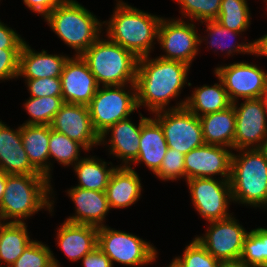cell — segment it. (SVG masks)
<instances>
[{"instance_id":"obj_5","label":"cell","mask_w":267,"mask_h":267,"mask_svg":"<svg viewBox=\"0 0 267 267\" xmlns=\"http://www.w3.org/2000/svg\"><path fill=\"white\" fill-rule=\"evenodd\" d=\"M235 151L229 179L233 203L266 209L267 160L257 148Z\"/></svg>"},{"instance_id":"obj_16","label":"cell","mask_w":267,"mask_h":267,"mask_svg":"<svg viewBox=\"0 0 267 267\" xmlns=\"http://www.w3.org/2000/svg\"><path fill=\"white\" fill-rule=\"evenodd\" d=\"M50 127L80 143L87 152L100 145V136L93 128L88 106L64 103Z\"/></svg>"},{"instance_id":"obj_2","label":"cell","mask_w":267,"mask_h":267,"mask_svg":"<svg viewBox=\"0 0 267 267\" xmlns=\"http://www.w3.org/2000/svg\"><path fill=\"white\" fill-rule=\"evenodd\" d=\"M109 20L103 21L106 34L111 41L133 53L138 59L149 56L158 38L160 16L142 11L116 0Z\"/></svg>"},{"instance_id":"obj_44","label":"cell","mask_w":267,"mask_h":267,"mask_svg":"<svg viewBox=\"0 0 267 267\" xmlns=\"http://www.w3.org/2000/svg\"><path fill=\"white\" fill-rule=\"evenodd\" d=\"M254 55H256L257 57L259 56L267 57V34L256 39V42L254 45Z\"/></svg>"},{"instance_id":"obj_45","label":"cell","mask_w":267,"mask_h":267,"mask_svg":"<svg viewBox=\"0 0 267 267\" xmlns=\"http://www.w3.org/2000/svg\"><path fill=\"white\" fill-rule=\"evenodd\" d=\"M219 267H252L241 259L220 261Z\"/></svg>"},{"instance_id":"obj_39","label":"cell","mask_w":267,"mask_h":267,"mask_svg":"<svg viewBox=\"0 0 267 267\" xmlns=\"http://www.w3.org/2000/svg\"><path fill=\"white\" fill-rule=\"evenodd\" d=\"M30 97H62L60 77H45L37 79H24Z\"/></svg>"},{"instance_id":"obj_41","label":"cell","mask_w":267,"mask_h":267,"mask_svg":"<svg viewBox=\"0 0 267 267\" xmlns=\"http://www.w3.org/2000/svg\"><path fill=\"white\" fill-rule=\"evenodd\" d=\"M24 42L16 30L0 21V49H21Z\"/></svg>"},{"instance_id":"obj_23","label":"cell","mask_w":267,"mask_h":267,"mask_svg":"<svg viewBox=\"0 0 267 267\" xmlns=\"http://www.w3.org/2000/svg\"><path fill=\"white\" fill-rule=\"evenodd\" d=\"M133 167L116 166L106 188L110 209L128 208L141 198L142 184Z\"/></svg>"},{"instance_id":"obj_28","label":"cell","mask_w":267,"mask_h":267,"mask_svg":"<svg viewBox=\"0 0 267 267\" xmlns=\"http://www.w3.org/2000/svg\"><path fill=\"white\" fill-rule=\"evenodd\" d=\"M27 227L25 222H0V267H10L34 241Z\"/></svg>"},{"instance_id":"obj_17","label":"cell","mask_w":267,"mask_h":267,"mask_svg":"<svg viewBox=\"0 0 267 267\" xmlns=\"http://www.w3.org/2000/svg\"><path fill=\"white\" fill-rule=\"evenodd\" d=\"M60 78L65 103L88 106L99 88L95 76L81 55L68 58Z\"/></svg>"},{"instance_id":"obj_18","label":"cell","mask_w":267,"mask_h":267,"mask_svg":"<svg viewBox=\"0 0 267 267\" xmlns=\"http://www.w3.org/2000/svg\"><path fill=\"white\" fill-rule=\"evenodd\" d=\"M139 115L138 125L134 124L130 118L120 120L100 136V145L103 144L105 146L108 144L109 154L120 159L119 161L122 160V164L116 166L131 167V163L138 156L142 124L149 118L144 117L141 112ZM109 134L111 136H107Z\"/></svg>"},{"instance_id":"obj_27","label":"cell","mask_w":267,"mask_h":267,"mask_svg":"<svg viewBox=\"0 0 267 267\" xmlns=\"http://www.w3.org/2000/svg\"><path fill=\"white\" fill-rule=\"evenodd\" d=\"M216 77L219 83L194 87L192 94L185 98V107L198 117L225 110L232 105L222 80Z\"/></svg>"},{"instance_id":"obj_11","label":"cell","mask_w":267,"mask_h":267,"mask_svg":"<svg viewBox=\"0 0 267 267\" xmlns=\"http://www.w3.org/2000/svg\"><path fill=\"white\" fill-rule=\"evenodd\" d=\"M186 185L194 209L207 222L223 220L233 215L228 210L229 204L233 202L229 180L191 178L186 180Z\"/></svg>"},{"instance_id":"obj_15","label":"cell","mask_w":267,"mask_h":267,"mask_svg":"<svg viewBox=\"0 0 267 267\" xmlns=\"http://www.w3.org/2000/svg\"><path fill=\"white\" fill-rule=\"evenodd\" d=\"M233 150L225 146L204 143L184 156L186 180L191 178L230 179Z\"/></svg>"},{"instance_id":"obj_43","label":"cell","mask_w":267,"mask_h":267,"mask_svg":"<svg viewBox=\"0 0 267 267\" xmlns=\"http://www.w3.org/2000/svg\"><path fill=\"white\" fill-rule=\"evenodd\" d=\"M26 7L32 12L41 15L43 19L62 1V0H22Z\"/></svg>"},{"instance_id":"obj_31","label":"cell","mask_w":267,"mask_h":267,"mask_svg":"<svg viewBox=\"0 0 267 267\" xmlns=\"http://www.w3.org/2000/svg\"><path fill=\"white\" fill-rule=\"evenodd\" d=\"M81 150L86 149L78 142L71 140L65 134L56 132L50 127V139H49V180L51 181L53 170L50 158H54L60 165L73 167L81 158Z\"/></svg>"},{"instance_id":"obj_49","label":"cell","mask_w":267,"mask_h":267,"mask_svg":"<svg viewBox=\"0 0 267 267\" xmlns=\"http://www.w3.org/2000/svg\"><path fill=\"white\" fill-rule=\"evenodd\" d=\"M264 98H265V101H266V103H267V89H266Z\"/></svg>"},{"instance_id":"obj_30","label":"cell","mask_w":267,"mask_h":267,"mask_svg":"<svg viewBox=\"0 0 267 267\" xmlns=\"http://www.w3.org/2000/svg\"><path fill=\"white\" fill-rule=\"evenodd\" d=\"M205 23L206 26V32L208 33L206 36H201L200 35V46L201 44L205 41L207 45L209 44L210 49L214 48V52H224L227 56H233L234 53H242L244 54H250L254 55V45L256 42V39L253 40L252 42H236L235 38L237 36L239 37L240 34L242 35V32H236L233 30H229L228 28L223 27L220 25L217 21H205L202 22L201 24ZM234 37V38H233ZM211 40H209V39ZM229 40L230 43L227 41ZM234 39V44L233 40ZM209 40V41H208ZM207 41V42H206ZM232 42V43H231ZM216 47V48H215Z\"/></svg>"},{"instance_id":"obj_33","label":"cell","mask_w":267,"mask_h":267,"mask_svg":"<svg viewBox=\"0 0 267 267\" xmlns=\"http://www.w3.org/2000/svg\"><path fill=\"white\" fill-rule=\"evenodd\" d=\"M62 97H29L23 103V107L30 116L25 125H50L53 117L59 112L64 104Z\"/></svg>"},{"instance_id":"obj_24","label":"cell","mask_w":267,"mask_h":267,"mask_svg":"<svg viewBox=\"0 0 267 267\" xmlns=\"http://www.w3.org/2000/svg\"><path fill=\"white\" fill-rule=\"evenodd\" d=\"M167 149L168 146L162 127L150 116L142 124L139 152L133 164L144 163L155 174L160 169Z\"/></svg>"},{"instance_id":"obj_36","label":"cell","mask_w":267,"mask_h":267,"mask_svg":"<svg viewBox=\"0 0 267 267\" xmlns=\"http://www.w3.org/2000/svg\"><path fill=\"white\" fill-rule=\"evenodd\" d=\"M221 1L222 0H175V2L180 5L181 19L189 18V21L194 20L200 23L217 19Z\"/></svg>"},{"instance_id":"obj_48","label":"cell","mask_w":267,"mask_h":267,"mask_svg":"<svg viewBox=\"0 0 267 267\" xmlns=\"http://www.w3.org/2000/svg\"><path fill=\"white\" fill-rule=\"evenodd\" d=\"M166 267H182V265L180 264V262L176 258H174V259H172L170 265L166 266Z\"/></svg>"},{"instance_id":"obj_26","label":"cell","mask_w":267,"mask_h":267,"mask_svg":"<svg viewBox=\"0 0 267 267\" xmlns=\"http://www.w3.org/2000/svg\"><path fill=\"white\" fill-rule=\"evenodd\" d=\"M23 147L31 165L49 179L50 125H21Z\"/></svg>"},{"instance_id":"obj_25","label":"cell","mask_w":267,"mask_h":267,"mask_svg":"<svg viewBox=\"0 0 267 267\" xmlns=\"http://www.w3.org/2000/svg\"><path fill=\"white\" fill-rule=\"evenodd\" d=\"M206 144L225 146L234 150L236 114L233 105L225 110L199 117Z\"/></svg>"},{"instance_id":"obj_1","label":"cell","mask_w":267,"mask_h":267,"mask_svg":"<svg viewBox=\"0 0 267 267\" xmlns=\"http://www.w3.org/2000/svg\"><path fill=\"white\" fill-rule=\"evenodd\" d=\"M151 55L138 59L136 75L137 107H147L151 114L185 107V99L168 107L187 84L190 66L179 61L165 60ZM168 108H167V107Z\"/></svg>"},{"instance_id":"obj_20","label":"cell","mask_w":267,"mask_h":267,"mask_svg":"<svg viewBox=\"0 0 267 267\" xmlns=\"http://www.w3.org/2000/svg\"><path fill=\"white\" fill-rule=\"evenodd\" d=\"M0 169L13 175H42L30 163L22 144L21 125L10 128L0 120Z\"/></svg>"},{"instance_id":"obj_46","label":"cell","mask_w":267,"mask_h":267,"mask_svg":"<svg viewBox=\"0 0 267 267\" xmlns=\"http://www.w3.org/2000/svg\"><path fill=\"white\" fill-rule=\"evenodd\" d=\"M6 181H7V174L0 169V202L3 194L5 193Z\"/></svg>"},{"instance_id":"obj_19","label":"cell","mask_w":267,"mask_h":267,"mask_svg":"<svg viewBox=\"0 0 267 267\" xmlns=\"http://www.w3.org/2000/svg\"><path fill=\"white\" fill-rule=\"evenodd\" d=\"M67 195L74 202L75 213L64 221L73 224L104 226L105 217L111 210L106 192L93 191L72 186Z\"/></svg>"},{"instance_id":"obj_7","label":"cell","mask_w":267,"mask_h":267,"mask_svg":"<svg viewBox=\"0 0 267 267\" xmlns=\"http://www.w3.org/2000/svg\"><path fill=\"white\" fill-rule=\"evenodd\" d=\"M88 109L93 128L101 136L110 126L129 118L134 111H139L136 85L99 86Z\"/></svg>"},{"instance_id":"obj_4","label":"cell","mask_w":267,"mask_h":267,"mask_svg":"<svg viewBox=\"0 0 267 267\" xmlns=\"http://www.w3.org/2000/svg\"><path fill=\"white\" fill-rule=\"evenodd\" d=\"M51 30L82 55L100 36L103 22L76 0H62L45 18Z\"/></svg>"},{"instance_id":"obj_6","label":"cell","mask_w":267,"mask_h":267,"mask_svg":"<svg viewBox=\"0 0 267 267\" xmlns=\"http://www.w3.org/2000/svg\"><path fill=\"white\" fill-rule=\"evenodd\" d=\"M105 38L99 37L81 55L95 76L97 84L99 86L135 84L138 58L108 37Z\"/></svg>"},{"instance_id":"obj_14","label":"cell","mask_w":267,"mask_h":267,"mask_svg":"<svg viewBox=\"0 0 267 267\" xmlns=\"http://www.w3.org/2000/svg\"><path fill=\"white\" fill-rule=\"evenodd\" d=\"M236 114L234 151L258 148L267 135V103L265 98L247 99L239 106L232 103Z\"/></svg>"},{"instance_id":"obj_40","label":"cell","mask_w":267,"mask_h":267,"mask_svg":"<svg viewBox=\"0 0 267 267\" xmlns=\"http://www.w3.org/2000/svg\"><path fill=\"white\" fill-rule=\"evenodd\" d=\"M21 49H0V81L18 79Z\"/></svg>"},{"instance_id":"obj_47","label":"cell","mask_w":267,"mask_h":267,"mask_svg":"<svg viewBox=\"0 0 267 267\" xmlns=\"http://www.w3.org/2000/svg\"><path fill=\"white\" fill-rule=\"evenodd\" d=\"M263 155V157L267 160V135L264 137L260 146L257 148Z\"/></svg>"},{"instance_id":"obj_35","label":"cell","mask_w":267,"mask_h":267,"mask_svg":"<svg viewBox=\"0 0 267 267\" xmlns=\"http://www.w3.org/2000/svg\"><path fill=\"white\" fill-rule=\"evenodd\" d=\"M48 245L34 240L10 267H61Z\"/></svg>"},{"instance_id":"obj_13","label":"cell","mask_w":267,"mask_h":267,"mask_svg":"<svg viewBox=\"0 0 267 267\" xmlns=\"http://www.w3.org/2000/svg\"><path fill=\"white\" fill-rule=\"evenodd\" d=\"M203 236H195L200 244L219 261L241 258L247 231L234 215L208 222Z\"/></svg>"},{"instance_id":"obj_29","label":"cell","mask_w":267,"mask_h":267,"mask_svg":"<svg viewBox=\"0 0 267 267\" xmlns=\"http://www.w3.org/2000/svg\"><path fill=\"white\" fill-rule=\"evenodd\" d=\"M109 164H111L110 167ZM115 168L116 166H113L111 162L103 161L96 156L82 157L73 166L79 181L74 187L105 192L109 178Z\"/></svg>"},{"instance_id":"obj_8","label":"cell","mask_w":267,"mask_h":267,"mask_svg":"<svg viewBox=\"0 0 267 267\" xmlns=\"http://www.w3.org/2000/svg\"><path fill=\"white\" fill-rule=\"evenodd\" d=\"M97 246L114 262L126 266L139 267L156 261L158 252L149 241L135 234L104 225L98 227Z\"/></svg>"},{"instance_id":"obj_37","label":"cell","mask_w":267,"mask_h":267,"mask_svg":"<svg viewBox=\"0 0 267 267\" xmlns=\"http://www.w3.org/2000/svg\"><path fill=\"white\" fill-rule=\"evenodd\" d=\"M175 258L182 267H219L220 261L210 254L196 239L186 245L185 250Z\"/></svg>"},{"instance_id":"obj_21","label":"cell","mask_w":267,"mask_h":267,"mask_svg":"<svg viewBox=\"0 0 267 267\" xmlns=\"http://www.w3.org/2000/svg\"><path fill=\"white\" fill-rule=\"evenodd\" d=\"M56 229V245L60 247L70 261H80L97 247L98 227L96 226L64 221Z\"/></svg>"},{"instance_id":"obj_42","label":"cell","mask_w":267,"mask_h":267,"mask_svg":"<svg viewBox=\"0 0 267 267\" xmlns=\"http://www.w3.org/2000/svg\"><path fill=\"white\" fill-rule=\"evenodd\" d=\"M83 267H113L108 256L97 246L82 259Z\"/></svg>"},{"instance_id":"obj_3","label":"cell","mask_w":267,"mask_h":267,"mask_svg":"<svg viewBox=\"0 0 267 267\" xmlns=\"http://www.w3.org/2000/svg\"><path fill=\"white\" fill-rule=\"evenodd\" d=\"M53 193L51 181L44 175L7 174L0 222H24L41 209L54 212Z\"/></svg>"},{"instance_id":"obj_38","label":"cell","mask_w":267,"mask_h":267,"mask_svg":"<svg viewBox=\"0 0 267 267\" xmlns=\"http://www.w3.org/2000/svg\"><path fill=\"white\" fill-rule=\"evenodd\" d=\"M184 156L183 153L168 148L160 169L154 175L162 181L174 182L182 178L186 181Z\"/></svg>"},{"instance_id":"obj_10","label":"cell","mask_w":267,"mask_h":267,"mask_svg":"<svg viewBox=\"0 0 267 267\" xmlns=\"http://www.w3.org/2000/svg\"><path fill=\"white\" fill-rule=\"evenodd\" d=\"M153 115L163 129L168 148L185 155L204 144L200 118L186 107L162 110Z\"/></svg>"},{"instance_id":"obj_34","label":"cell","mask_w":267,"mask_h":267,"mask_svg":"<svg viewBox=\"0 0 267 267\" xmlns=\"http://www.w3.org/2000/svg\"><path fill=\"white\" fill-rule=\"evenodd\" d=\"M240 259L252 267H267V228L258 227L247 233Z\"/></svg>"},{"instance_id":"obj_9","label":"cell","mask_w":267,"mask_h":267,"mask_svg":"<svg viewBox=\"0 0 267 267\" xmlns=\"http://www.w3.org/2000/svg\"><path fill=\"white\" fill-rule=\"evenodd\" d=\"M190 22L180 18L162 17L157 42L165 54L158 57L183 62L191 67L199 51L200 33H197L196 23Z\"/></svg>"},{"instance_id":"obj_22","label":"cell","mask_w":267,"mask_h":267,"mask_svg":"<svg viewBox=\"0 0 267 267\" xmlns=\"http://www.w3.org/2000/svg\"><path fill=\"white\" fill-rule=\"evenodd\" d=\"M68 58L66 54H49L45 49L35 51L25 41L19 54L18 78L60 77Z\"/></svg>"},{"instance_id":"obj_32","label":"cell","mask_w":267,"mask_h":267,"mask_svg":"<svg viewBox=\"0 0 267 267\" xmlns=\"http://www.w3.org/2000/svg\"><path fill=\"white\" fill-rule=\"evenodd\" d=\"M247 0H222L215 21L229 30L245 32L251 25V12Z\"/></svg>"},{"instance_id":"obj_12","label":"cell","mask_w":267,"mask_h":267,"mask_svg":"<svg viewBox=\"0 0 267 267\" xmlns=\"http://www.w3.org/2000/svg\"><path fill=\"white\" fill-rule=\"evenodd\" d=\"M214 74L223 82L230 101L258 99L265 96L267 71L249 62H233L214 68Z\"/></svg>"}]
</instances>
